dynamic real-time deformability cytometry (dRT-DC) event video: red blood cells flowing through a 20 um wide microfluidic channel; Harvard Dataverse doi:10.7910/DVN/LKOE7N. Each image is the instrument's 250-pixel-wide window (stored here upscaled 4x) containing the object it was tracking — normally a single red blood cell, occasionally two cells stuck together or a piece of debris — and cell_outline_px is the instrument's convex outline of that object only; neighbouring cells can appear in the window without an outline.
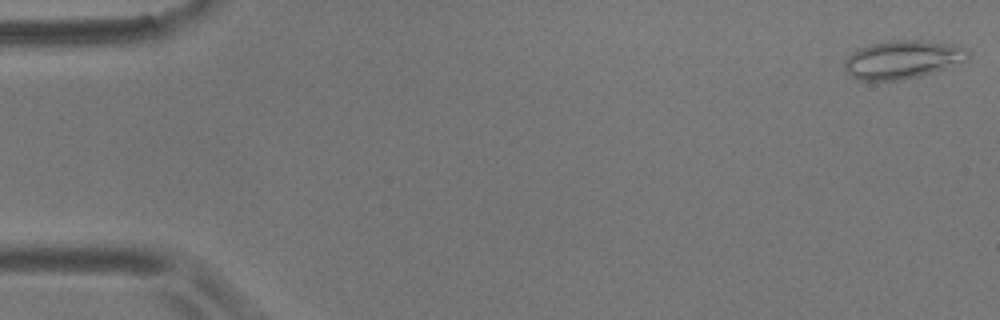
{"species": "common noctule bat (a hibernating species)", "species_latin": "Nyctalus noctula", "temperature_condition": "room temperature", "stored_images_in_passage": 56, "camera_frame_rate_fps": 3000, "um_per_image_px": 0.085, "animal": {"sex": "male", "body_mass_g": 17.9}, "frame": {"image": 1, "passage_image": 1, "time_ms": 0.0, "image_size_px": [1000, 320], "cell_outline_px": [[972, 52], [968, 60], [948, 68], [920, 76], [900, 80], [860, 80], [852, 76], [844, 68], [844, 60], [852, 52], [860, 48], [872, 44], [888, 40], [920, 40], [956, 44], [968, 48]], "centroid_in_image_um": [76.8, 5.05], "position_along_channel_um": 8.2, "area_um2": 27.92}}
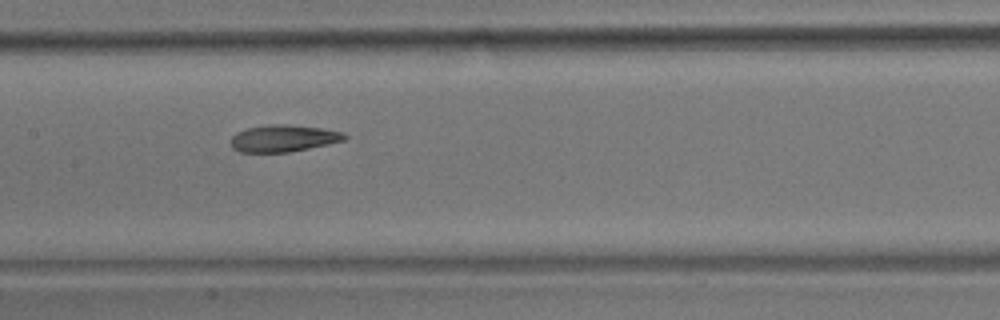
{"frame": {"image": 2, "passage_image": 27, "time_ms": 8.667, "image_size_px": [1000, 320], "cell_outline_px": [[348, 136], [344, 140], [328, 144], [288, 152], [240, 152], [232, 148], [232, 136], [236, 132], [248, 128], [268, 124], [288, 124], [320, 128], [344, 132]], "centroid_in_image_um": [24.09, 11.75], "position_along_channel_um": 183.3, "area_um2": 17.74}}
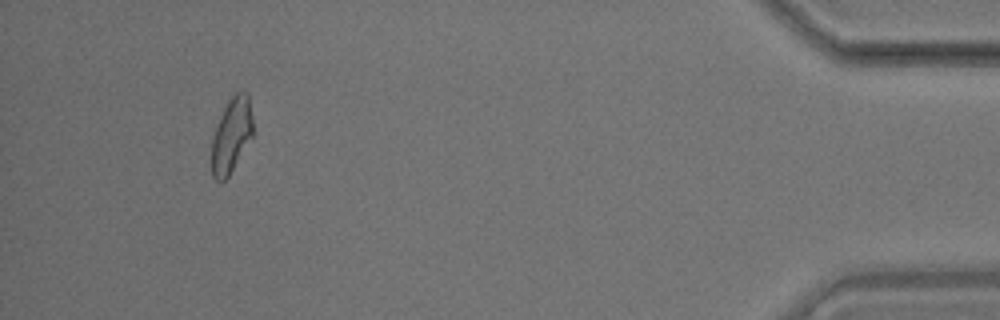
{"frame": {"image": 3, "passage_image": 52, "time_ms": 17.0, "image_size_px": [1000, 320], "cell_outline_px": [[252, 136], [228, 176], [224, 180], [216, 180], [212, 176], [212, 140], [220, 116], [228, 100], [236, 92], [248, 92], [252, 120]], "centroid_in_image_um": [19.67, 11.47], "position_along_channel_um": 415.5, "area_um2": 17.51}, "authors_computed_cell_mechanics": {"area_um2": 18.7561, "velocity_mm_per_s": 3.5849, "shape_relaxation_time_tau1_ms": 8.1487, "shape_relaxation_time_tau2_ms": 4.1591, "deformation_change_tau1": 0.2019, "deformation_change_tau2": 0.0978}}